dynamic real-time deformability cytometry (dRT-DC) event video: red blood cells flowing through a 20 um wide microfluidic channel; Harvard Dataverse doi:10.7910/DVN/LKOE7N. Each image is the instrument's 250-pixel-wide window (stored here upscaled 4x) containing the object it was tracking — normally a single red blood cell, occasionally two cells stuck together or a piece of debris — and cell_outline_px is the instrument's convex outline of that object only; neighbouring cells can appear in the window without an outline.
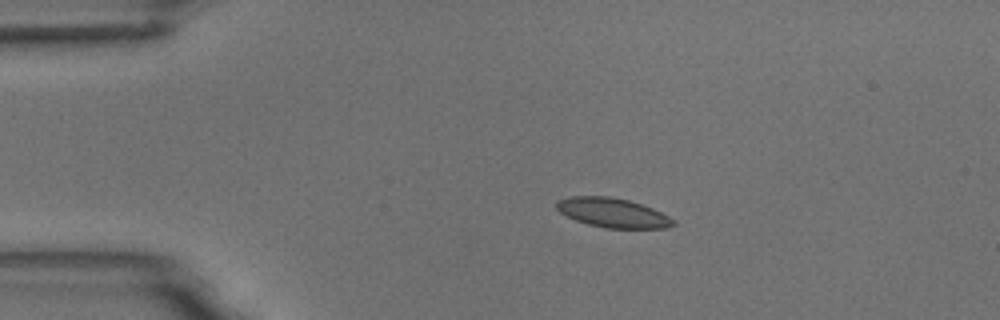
{"species": "common noctule bat (a hibernating species)", "species_latin": "Nyctalus noctula", "temperature_condition": "room temperature", "stored_images_in_passage": 7, "camera_frame_rate_fps": 3000, "um_per_image_px": 0.085, "animal": {"sex": "male", "body_mass_g": 18.8}, "frame": {"image": 1, "passage_image": 3, "time_ms": 2.333, "image_size_px": [1000, 320], "cell_outline_px": [[676, 224], [668, 228], [604, 228], [588, 224], [576, 220], [560, 212], [556, 208], [556, 200], [572, 196], [608, 196], [628, 200], [652, 208], [676, 220]], "centroid_in_image_um": [52.09, 18.09], "position_along_channel_um": 32.9, "area_um2": 19.94}}
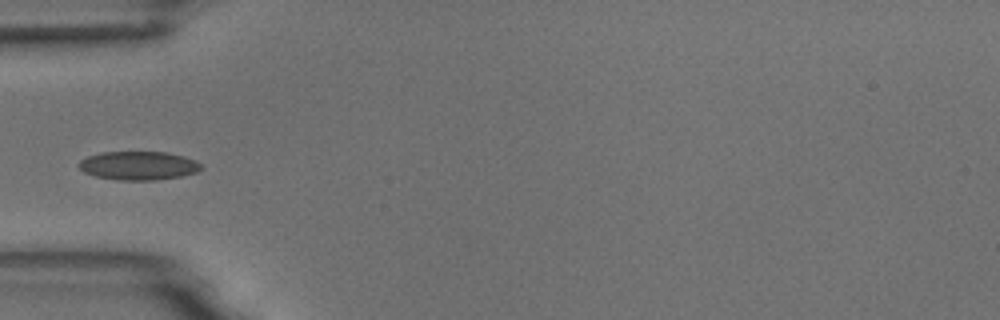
{"frame": {"image": 2, "passage_image": 5, "time_ms": 4.667, "image_size_px": [1000, 320], "cell_outline_px": [[204, 168], [196, 172], [180, 176], [156, 180], [116, 180], [96, 176], [84, 172], [76, 164], [80, 160], [88, 156], [100, 152], [168, 152], [184, 156], [196, 160]], "centroid_in_image_um": [11.77, 14.07], "position_along_channel_um": 73.2, "area_um2": 20.52}}